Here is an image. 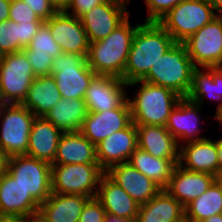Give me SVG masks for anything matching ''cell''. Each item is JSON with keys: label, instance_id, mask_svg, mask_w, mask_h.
Listing matches in <instances>:
<instances>
[{"label": "cell", "instance_id": "cell-32", "mask_svg": "<svg viewBox=\"0 0 222 222\" xmlns=\"http://www.w3.org/2000/svg\"><path fill=\"white\" fill-rule=\"evenodd\" d=\"M222 213V178H217L210 187L185 207L186 222H201Z\"/></svg>", "mask_w": 222, "mask_h": 222}, {"label": "cell", "instance_id": "cell-6", "mask_svg": "<svg viewBox=\"0 0 222 222\" xmlns=\"http://www.w3.org/2000/svg\"><path fill=\"white\" fill-rule=\"evenodd\" d=\"M51 165V190L57 194H77L94 198L97 194L96 188L106 173L99 164Z\"/></svg>", "mask_w": 222, "mask_h": 222}, {"label": "cell", "instance_id": "cell-16", "mask_svg": "<svg viewBox=\"0 0 222 222\" xmlns=\"http://www.w3.org/2000/svg\"><path fill=\"white\" fill-rule=\"evenodd\" d=\"M200 110L201 106L199 104L186 97H182L171 110L165 128L177 140L179 146L184 143L206 139L204 136H199L202 132L201 127H199L201 125Z\"/></svg>", "mask_w": 222, "mask_h": 222}, {"label": "cell", "instance_id": "cell-1", "mask_svg": "<svg viewBox=\"0 0 222 222\" xmlns=\"http://www.w3.org/2000/svg\"><path fill=\"white\" fill-rule=\"evenodd\" d=\"M176 42L158 22H143L137 27L127 63L124 82L143 80L165 52Z\"/></svg>", "mask_w": 222, "mask_h": 222}, {"label": "cell", "instance_id": "cell-3", "mask_svg": "<svg viewBox=\"0 0 222 222\" xmlns=\"http://www.w3.org/2000/svg\"><path fill=\"white\" fill-rule=\"evenodd\" d=\"M137 84L140 86L136 95L131 98L127 96L133 123L165 127L171 110L182 97L169 88L143 80L131 82L127 87Z\"/></svg>", "mask_w": 222, "mask_h": 222}, {"label": "cell", "instance_id": "cell-13", "mask_svg": "<svg viewBox=\"0 0 222 222\" xmlns=\"http://www.w3.org/2000/svg\"><path fill=\"white\" fill-rule=\"evenodd\" d=\"M50 28L53 39L60 46L62 53L88 55L89 40L80 18L65 11H57L44 21Z\"/></svg>", "mask_w": 222, "mask_h": 222}, {"label": "cell", "instance_id": "cell-38", "mask_svg": "<svg viewBox=\"0 0 222 222\" xmlns=\"http://www.w3.org/2000/svg\"><path fill=\"white\" fill-rule=\"evenodd\" d=\"M106 211L101 203L94 197L91 198L81 213L79 222H104Z\"/></svg>", "mask_w": 222, "mask_h": 222}, {"label": "cell", "instance_id": "cell-53", "mask_svg": "<svg viewBox=\"0 0 222 222\" xmlns=\"http://www.w3.org/2000/svg\"><path fill=\"white\" fill-rule=\"evenodd\" d=\"M116 1H119V2L124 3V4H127V5H128V3L130 2V0H116Z\"/></svg>", "mask_w": 222, "mask_h": 222}, {"label": "cell", "instance_id": "cell-5", "mask_svg": "<svg viewBox=\"0 0 222 222\" xmlns=\"http://www.w3.org/2000/svg\"><path fill=\"white\" fill-rule=\"evenodd\" d=\"M218 15L207 0H183L158 23L177 43H183Z\"/></svg>", "mask_w": 222, "mask_h": 222}, {"label": "cell", "instance_id": "cell-2", "mask_svg": "<svg viewBox=\"0 0 222 222\" xmlns=\"http://www.w3.org/2000/svg\"><path fill=\"white\" fill-rule=\"evenodd\" d=\"M129 17L130 15L106 38L89 44L87 64L97 75L115 76L124 81L128 54L140 25L132 26Z\"/></svg>", "mask_w": 222, "mask_h": 222}, {"label": "cell", "instance_id": "cell-9", "mask_svg": "<svg viewBox=\"0 0 222 222\" xmlns=\"http://www.w3.org/2000/svg\"><path fill=\"white\" fill-rule=\"evenodd\" d=\"M35 78L23 50L7 53L0 65V99L4 104H21Z\"/></svg>", "mask_w": 222, "mask_h": 222}, {"label": "cell", "instance_id": "cell-35", "mask_svg": "<svg viewBox=\"0 0 222 222\" xmlns=\"http://www.w3.org/2000/svg\"><path fill=\"white\" fill-rule=\"evenodd\" d=\"M148 16L144 22H158L183 0H144Z\"/></svg>", "mask_w": 222, "mask_h": 222}, {"label": "cell", "instance_id": "cell-42", "mask_svg": "<svg viewBox=\"0 0 222 222\" xmlns=\"http://www.w3.org/2000/svg\"><path fill=\"white\" fill-rule=\"evenodd\" d=\"M10 0H0V22L9 19Z\"/></svg>", "mask_w": 222, "mask_h": 222}, {"label": "cell", "instance_id": "cell-34", "mask_svg": "<svg viewBox=\"0 0 222 222\" xmlns=\"http://www.w3.org/2000/svg\"><path fill=\"white\" fill-rule=\"evenodd\" d=\"M0 49L6 54L20 51L18 23L10 19L0 22Z\"/></svg>", "mask_w": 222, "mask_h": 222}, {"label": "cell", "instance_id": "cell-23", "mask_svg": "<svg viewBox=\"0 0 222 222\" xmlns=\"http://www.w3.org/2000/svg\"><path fill=\"white\" fill-rule=\"evenodd\" d=\"M90 199L77 194L51 193L40 204L38 215L46 222H79L84 206Z\"/></svg>", "mask_w": 222, "mask_h": 222}, {"label": "cell", "instance_id": "cell-40", "mask_svg": "<svg viewBox=\"0 0 222 222\" xmlns=\"http://www.w3.org/2000/svg\"><path fill=\"white\" fill-rule=\"evenodd\" d=\"M104 1L105 0H70L65 12L80 18L83 14Z\"/></svg>", "mask_w": 222, "mask_h": 222}, {"label": "cell", "instance_id": "cell-44", "mask_svg": "<svg viewBox=\"0 0 222 222\" xmlns=\"http://www.w3.org/2000/svg\"><path fill=\"white\" fill-rule=\"evenodd\" d=\"M8 158L4 150L0 147V176L7 171Z\"/></svg>", "mask_w": 222, "mask_h": 222}, {"label": "cell", "instance_id": "cell-41", "mask_svg": "<svg viewBox=\"0 0 222 222\" xmlns=\"http://www.w3.org/2000/svg\"><path fill=\"white\" fill-rule=\"evenodd\" d=\"M28 4L31 9L43 20L46 21L52 17L57 10L50 0H22Z\"/></svg>", "mask_w": 222, "mask_h": 222}, {"label": "cell", "instance_id": "cell-17", "mask_svg": "<svg viewBox=\"0 0 222 222\" xmlns=\"http://www.w3.org/2000/svg\"><path fill=\"white\" fill-rule=\"evenodd\" d=\"M40 204L7 171L0 176V217L37 215Z\"/></svg>", "mask_w": 222, "mask_h": 222}, {"label": "cell", "instance_id": "cell-51", "mask_svg": "<svg viewBox=\"0 0 222 222\" xmlns=\"http://www.w3.org/2000/svg\"><path fill=\"white\" fill-rule=\"evenodd\" d=\"M29 222H46L44 219H42L38 214L31 216L29 218Z\"/></svg>", "mask_w": 222, "mask_h": 222}, {"label": "cell", "instance_id": "cell-15", "mask_svg": "<svg viewBox=\"0 0 222 222\" xmlns=\"http://www.w3.org/2000/svg\"><path fill=\"white\" fill-rule=\"evenodd\" d=\"M127 83L121 78L96 75L86 90L84 101L89 112H103L119 107L126 99Z\"/></svg>", "mask_w": 222, "mask_h": 222}, {"label": "cell", "instance_id": "cell-45", "mask_svg": "<svg viewBox=\"0 0 222 222\" xmlns=\"http://www.w3.org/2000/svg\"><path fill=\"white\" fill-rule=\"evenodd\" d=\"M57 11H65L70 0H50Z\"/></svg>", "mask_w": 222, "mask_h": 222}, {"label": "cell", "instance_id": "cell-52", "mask_svg": "<svg viewBox=\"0 0 222 222\" xmlns=\"http://www.w3.org/2000/svg\"><path fill=\"white\" fill-rule=\"evenodd\" d=\"M6 53L3 52L1 49H0V65L3 63L4 61V57H5Z\"/></svg>", "mask_w": 222, "mask_h": 222}, {"label": "cell", "instance_id": "cell-50", "mask_svg": "<svg viewBox=\"0 0 222 222\" xmlns=\"http://www.w3.org/2000/svg\"><path fill=\"white\" fill-rule=\"evenodd\" d=\"M215 113H216V114H215L214 118H215L220 124H222V106H221L218 110H216Z\"/></svg>", "mask_w": 222, "mask_h": 222}, {"label": "cell", "instance_id": "cell-30", "mask_svg": "<svg viewBox=\"0 0 222 222\" xmlns=\"http://www.w3.org/2000/svg\"><path fill=\"white\" fill-rule=\"evenodd\" d=\"M60 100L61 94L55 79L51 75L37 76L30 85L28 93L21 104L36 117H44Z\"/></svg>", "mask_w": 222, "mask_h": 222}, {"label": "cell", "instance_id": "cell-54", "mask_svg": "<svg viewBox=\"0 0 222 222\" xmlns=\"http://www.w3.org/2000/svg\"><path fill=\"white\" fill-rule=\"evenodd\" d=\"M3 104H4V103H3L2 100L0 99V109H1V107H2Z\"/></svg>", "mask_w": 222, "mask_h": 222}, {"label": "cell", "instance_id": "cell-8", "mask_svg": "<svg viewBox=\"0 0 222 222\" xmlns=\"http://www.w3.org/2000/svg\"><path fill=\"white\" fill-rule=\"evenodd\" d=\"M35 118L36 116L22 104L2 105L0 109V147L8 157L26 155Z\"/></svg>", "mask_w": 222, "mask_h": 222}, {"label": "cell", "instance_id": "cell-29", "mask_svg": "<svg viewBox=\"0 0 222 222\" xmlns=\"http://www.w3.org/2000/svg\"><path fill=\"white\" fill-rule=\"evenodd\" d=\"M89 111L84 99L63 98L53 106L44 118L64 132L80 131Z\"/></svg>", "mask_w": 222, "mask_h": 222}, {"label": "cell", "instance_id": "cell-26", "mask_svg": "<svg viewBox=\"0 0 222 222\" xmlns=\"http://www.w3.org/2000/svg\"><path fill=\"white\" fill-rule=\"evenodd\" d=\"M136 222H186L185 207L165 189L140 205Z\"/></svg>", "mask_w": 222, "mask_h": 222}, {"label": "cell", "instance_id": "cell-18", "mask_svg": "<svg viewBox=\"0 0 222 222\" xmlns=\"http://www.w3.org/2000/svg\"><path fill=\"white\" fill-rule=\"evenodd\" d=\"M137 148V130L132 122L127 128L112 133L96 145L98 163L107 171L113 165L128 162Z\"/></svg>", "mask_w": 222, "mask_h": 222}, {"label": "cell", "instance_id": "cell-31", "mask_svg": "<svg viewBox=\"0 0 222 222\" xmlns=\"http://www.w3.org/2000/svg\"><path fill=\"white\" fill-rule=\"evenodd\" d=\"M135 169L152 179L161 189H165L177 163L173 159L157 158L145 150L137 148L128 161Z\"/></svg>", "mask_w": 222, "mask_h": 222}, {"label": "cell", "instance_id": "cell-19", "mask_svg": "<svg viewBox=\"0 0 222 222\" xmlns=\"http://www.w3.org/2000/svg\"><path fill=\"white\" fill-rule=\"evenodd\" d=\"M106 174L140 205L147 203L161 190L152 179L128 162L111 166Z\"/></svg>", "mask_w": 222, "mask_h": 222}, {"label": "cell", "instance_id": "cell-33", "mask_svg": "<svg viewBox=\"0 0 222 222\" xmlns=\"http://www.w3.org/2000/svg\"><path fill=\"white\" fill-rule=\"evenodd\" d=\"M27 48L33 52L49 54L55 58L62 53L60 46L53 39L49 26L43 22Z\"/></svg>", "mask_w": 222, "mask_h": 222}, {"label": "cell", "instance_id": "cell-4", "mask_svg": "<svg viewBox=\"0 0 222 222\" xmlns=\"http://www.w3.org/2000/svg\"><path fill=\"white\" fill-rule=\"evenodd\" d=\"M196 67L188 56L183 43H175L152 65L143 81L169 88L181 97H186L192 83Z\"/></svg>", "mask_w": 222, "mask_h": 222}, {"label": "cell", "instance_id": "cell-7", "mask_svg": "<svg viewBox=\"0 0 222 222\" xmlns=\"http://www.w3.org/2000/svg\"><path fill=\"white\" fill-rule=\"evenodd\" d=\"M96 75L81 54L61 53L53 58L51 76L63 98L84 99Z\"/></svg>", "mask_w": 222, "mask_h": 222}, {"label": "cell", "instance_id": "cell-39", "mask_svg": "<svg viewBox=\"0 0 222 222\" xmlns=\"http://www.w3.org/2000/svg\"><path fill=\"white\" fill-rule=\"evenodd\" d=\"M43 22L44 21H29L18 23L20 32V51L30 44Z\"/></svg>", "mask_w": 222, "mask_h": 222}, {"label": "cell", "instance_id": "cell-21", "mask_svg": "<svg viewBox=\"0 0 222 222\" xmlns=\"http://www.w3.org/2000/svg\"><path fill=\"white\" fill-rule=\"evenodd\" d=\"M217 154L216 141L208 137L184 143L180 145L178 165L188 171L205 172L218 178Z\"/></svg>", "mask_w": 222, "mask_h": 222}, {"label": "cell", "instance_id": "cell-28", "mask_svg": "<svg viewBox=\"0 0 222 222\" xmlns=\"http://www.w3.org/2000/svg\"><path fill=\"white\" fill-rule=\"evenodd\" d=\"M201 69H194L186 98L201 107L205 99H214L219 101L218 110L222 106V67H203V71Z\"/></svg>", "mask_w": 222, "mask_h": 222}, {"label": "cell", "instance_id": "cell-11", "mask_svg": "<svg viewBox=\"0 0 222 222\" xmlns=\"http://www.w3.org/2000/svg\"><path fill=\"white\" fill-rule=\"evenodd\" d=\"M183 44L196 68L222 67V16L218 15Z\"/></svg>", "mask_w": 222, "mask_h": 222}, {"label": "cell", "instance_id": "cell-25", "mask_svg": "<svg viewBox=\"0 0 222 222\" xmlns=\"http://www.w3.org/2000/svg\"><path fill=\"white\" fill-rule=\"evenodd\" d=\"M63 132L44 117H36L29 136L26 155L52 164Z\"/></svg>", "mask_w": 222, "mask_h": 222}, {"label": "cell", "instance_id": "cell-24", "mask_svg": "<svg viewBox=\"0 0 222 222\" xmlns=\"http://www.w3.org/2000/svg\"><path fill=\"white\" fill-rule=\"evenodd\" d=\"M138 148L157 158L179 163L180 146L164 126L136 125Z\"/></svg>", "mask_w": 222, "mask_h": 222}, {"label": "cell", "instance_id": "cell-10", "mask_svg": "<svg viewBox=\"0 0 222 222\" xmlns=\"http://www.w3.org/2000/svg\"><path fill=\"white\" fill-rule=\"evenodd\" d=\"M51 167L47 161L17 155L8 158L7 172L42 204L52 193Z\"/></svg>", "mask_w": 222, "mask_h": 222}, {"label": "cell", "instance_id": "cell-27", "mask_svg": "<svg viewBox=\"0 0 222 222\" xmlns=\"http://www.w3.org/2000/svg\"><path fill=\"white\" fill-rule=\"evenodd\" d=\"M99 164L96 146L80 131L64 132L61 135L55 160L52 164Z\"/></svg>", "mask_w": 222, "mask_h": 222}, {"label": "cell", "instance_id": "cell-48", "mask_svg": "<svg viewBox=\"0 0 222 222\" xmlns=\"http://www.w3.org/2000/svg\"><path fill=\"white\" fill-rule=\"evenodd\" d=\"M0 222H29L28 217H0Z\"/></svg>", "mask_w": 222, "mask_h": 222}, {"label": "cell", "instance_id": "cell-43", "mask_svg": "<svg viewBox=\"0 0 222 222\" xmlns=\"http://www.w3.org/2000/svg\"><path fill=\"white\" fill-rule=\"evenodd\" d=\"M216 141L217 150H218V178H222V137L218 138Z\"/></svg>", "mask_w": 222, "mask_h": 222}, {"label": "cell", "instance_id": "cell-20", "mask_svg": "<svg viewBox=\"0 0 222 222\" xmlns=\"http://www.w3.org/2000/svg\"><path fill=\"white\" fill-rule=\"evenodd\" d=\"M216 179L212 174L188 171L177 164L165 190L186 207L202 195Z\"/></svg>", "mask_w": 222, "mask_h": 222}, {"label": "cell", "instance_id": "cell-22", "mask_svg": "<svg viewBox=\"0 0 222 222\" xmlns=\"http://www.w3.org/2000/svg\"><path fill=\"white\" fill-rule=\"evenodd\" d=\"M95 198L101 203L106 213L136 222L140 204L106 173L100 180Z\"/></svg>", "mask_w": 222, "mask_h": 222}, {"label": "cell", "instance_id": "cell-49", "mask_svg": "<svg viewBox=\"0 0 222 222\" xmlns=\"http://www.w3.org/2000/svg\"><path fill=\"white\" fill-rule=\"evenodd\" d=\"M201 222H222V213L217 214V215H213Z\"/></svg>", "mask_w": 222, "mask_h": 222}, {"label": "cell", "instance_id": "cell-36", "mask_svg": "<svg viewBox=\"0 0 222 222\" xmlns=\"http://www.w3.org/2000/svg\"><path fill=\"white\" fill-rule=\"evenodd\" d=\"M9 19L16 23L43 21L31 7L22 0H10Z\"/></svg>", "mask_w": 222, "mask_h": 222}, {"label": "cell", "instance_id": "cell-14", "mask_svg": "<svg viewBox=\"0 0 222 222\" xmlns=\"http://www.w3.org/2000/svg\"><path fill=\"white\" fill-rule=\"evenodd\" d=\"M132 122L130 106L126 99L115 109L89 112L80 132L96 146L112 133L127 128Z\"/></svg>", "mask_w": 222, "mask_h": 222}, {"label": "cell", "instance_id": "cell-37", "mask_svg": "<svg viewBox=\"0 0 222 222\" xmlns=\"http://www.w3.org/2000/svg\"><path fill=\"white\" fill-rule=\"evenodd\" d=\"M23 51L27 55L36 77L51 75L53 57H51L49 54L33 52L27 47H25Z\"/></svg>", "mask_w": 222, "mask_h": 222}, {"label": "cell", "instance_id": "cell-47", "mask_svg": "<svg viewBox=\"0 0 222 222\" xmlns=\"http://www.w3.org/2000/svg\"><path fill=\"white\" fill-rule=\"evenodd\" d=\"M217 15L222 16V0H207Z\"/></svg>", "mask_w": 222, "mask_h": 222}, {"label": "cell", "instance_id": "cell-46", "mask_svg": "<svg viewBox=\"0 0 222 222\" xmlns=\"http://www.w3.org/2000/svg\"><path fill=\"white\" fill-rule=\"evenodd\" d=\"M104 222H135V221L130 220V219H126V218H122L119 216H115L110 213H106V215L104 217Z\"/></svg>", "mask_w": 222, "mask_h": 222}, {"label": "cell", "instance_id": "cell-12", "mask_svg": "<svg viewBox=\"0 0 222 222\" xmlns=\"http://www.w3.org/2000/svg\"><path fill=\"white\" fill-rule=\"evenodd\" d=\"M128 5L116 0H105L80 17L89 43L106 38L130 14Z\"/></svg>", "mask_w": 222, "mask_h": 222}]
</instances>
